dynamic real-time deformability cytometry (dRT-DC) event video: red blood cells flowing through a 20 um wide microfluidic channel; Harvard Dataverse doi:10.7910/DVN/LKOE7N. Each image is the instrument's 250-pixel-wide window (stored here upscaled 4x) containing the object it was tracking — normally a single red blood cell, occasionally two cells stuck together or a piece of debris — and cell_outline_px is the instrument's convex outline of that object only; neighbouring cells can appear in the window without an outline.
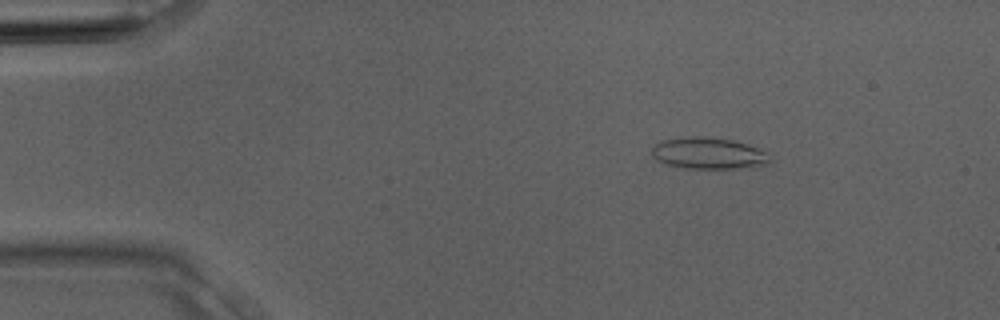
{"species": "Egyptian fruit bat (a non-hibernating species)", "species_latin": "Rousettus aegyptiacus", "temperature_condition": "room temperature", "stored_images_in_passage": 3, "camera_frame_rate_fps": 3000, "um_per_image_px": 0.085, "animal": {"sex": "male"}, "frame": {"image": 1, "passage_image": 2, "time_ms": 0.333, "image_size_px": [1000, 320], "cell_outline_px": [[768, 160], [764, 164], [732, 168], [684, 168], [664, 164], [656, 160], [652, 156], [652, 148], [656, 144], [664, 140], [680, 136], [712, 136], [732, 140], [756, 148], [764, 152]], "centroid_in_image_um": [60.07, 13.0], "position_along_channel_um": 24.9, "area_um2": 21.33}}